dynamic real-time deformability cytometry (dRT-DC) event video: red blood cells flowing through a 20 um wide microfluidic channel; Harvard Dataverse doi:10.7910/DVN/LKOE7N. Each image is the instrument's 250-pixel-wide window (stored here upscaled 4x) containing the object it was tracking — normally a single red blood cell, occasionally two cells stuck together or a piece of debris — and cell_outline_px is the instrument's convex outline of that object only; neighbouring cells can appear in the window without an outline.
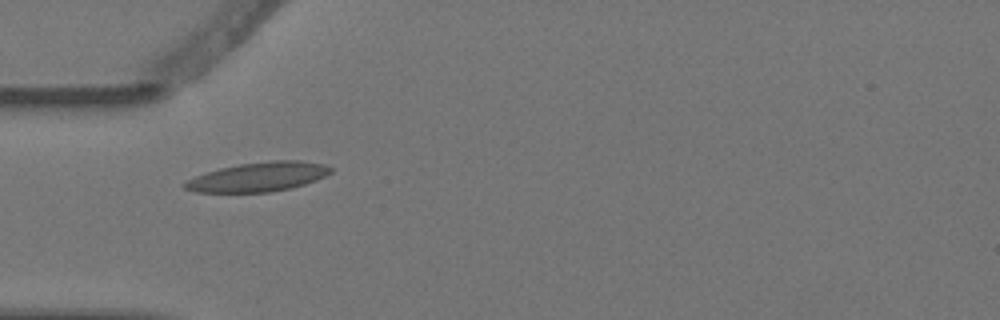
{"species": "Egyptian fruit bat (a non-hibernating species)", "species_latin": "Rousettus aegyptiacus", "temperature_condition": "warm", "stored_images_in_passage": 1, "camera_frame_rate_fps": 3000, "um_per_image_px": 0.085, "animal": {"sex": "female"}, "frame": {"image": 1, "passage_image": 1, "time_ms": 0.0, "image_size_px": [1000, 320], "cell_outline_px": [[332, 172], [316, 180], [292, 188], [272, 192], [196, 192], [184, 188], [180, 184], [184, 180], [220, 168], [240, 164], [272, 160], [300, 160], [324, 164], [332, 168]], "centroid_in_image_um": [21.94, 15.04], "position_along_channel_um": 63.1, "area_um2": 24.97}}